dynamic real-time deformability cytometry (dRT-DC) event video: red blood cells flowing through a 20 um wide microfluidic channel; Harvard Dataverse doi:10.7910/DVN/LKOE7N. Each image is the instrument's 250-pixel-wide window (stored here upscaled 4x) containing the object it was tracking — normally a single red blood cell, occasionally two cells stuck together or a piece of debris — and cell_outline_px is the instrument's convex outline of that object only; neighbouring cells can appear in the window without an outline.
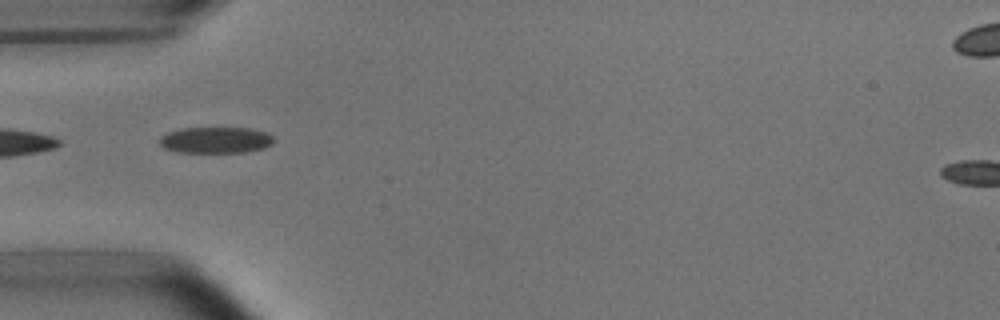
{"species": "common noctule bat (a hibernating species)", "species_latin": "Nyctalus noctula", "temperature_condition": "room temperature", "stored_images_in_passage": 7, "camera_frame_rate_fps": 3000, "um_per_image_px": 0.085, "animal": {"sex": "male", "body_mass_g": 15.6}, "frame": {"image": 1, "passage_image": 2, "time_ms": 1.333, "image_size_px": [1000, 320], "cell_outline_px": [[272, 144], [264, 148], [244, 152], [176, 152], [164, 148], [160, 144], [160, 136], [168, 132], [184, 128], [248, 128], [264, 132], [272, 136]], "centroid_in_image_um": [18.3, 11.91], "position_along_channel_um": 66.7, "area_um2": 17.28}}
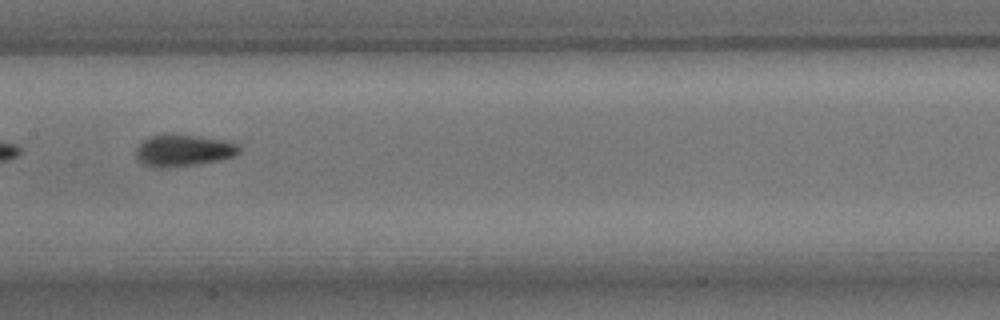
{"frame": {"image": 2, "passage_image": 5, "time_ms": 4.667, "image_size_px": [1000, 320], "cell_outline_px": [[240, 152], [236, 156], [220, 160], [200, 164], [164, 168], [156, 168], [144, 164], [136, 156], [136, 148], [148, 136], [196, 136], [220, 140], [236, 144], [240, 148]], "centroid_in_image_um": [15.6, 12.83], "position_along_channel_um": 191.8, "area_um2": 18.61}}
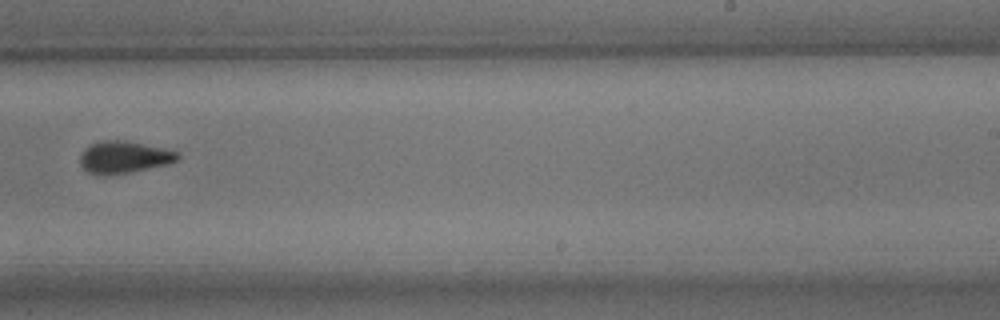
{"frame": {"image": 3, "passage_image": 7, "time_ms": 7.0, "image_size_px": [1000, 320], "cell_outline_px": [[180, 160], [168, 164], [108, 176], [88, 172], [80, 164], [80, 156], [84, 148], [92, 144], [104, 140], [124, 140], [164, 148], [176, 152], [180, 156]], "centroid_in_image_um": [10.54, 13.36], "position_along_channel_um": 278.5, "area_um2": 18.15}}